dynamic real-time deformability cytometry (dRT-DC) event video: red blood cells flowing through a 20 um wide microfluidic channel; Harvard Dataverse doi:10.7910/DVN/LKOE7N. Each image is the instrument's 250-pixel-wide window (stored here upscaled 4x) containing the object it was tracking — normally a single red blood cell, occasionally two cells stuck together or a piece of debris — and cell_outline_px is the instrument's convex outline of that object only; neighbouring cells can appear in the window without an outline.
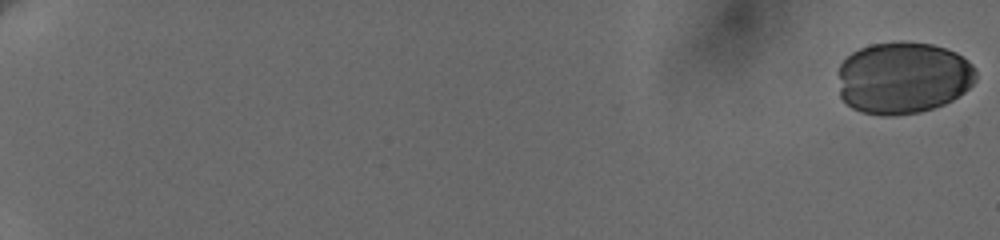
{"species": "human", "species_latin": "Homo sapiens", "temperature_condition": "cold", "stored_images_in_passage": 54, "camera_frame_rate_fps": 3000, "um_per_image_px": 0.085, "donor": {"sex": "female"}, "frame": {"image": 1, "passage_image": 1, "time_ms": 0.0, "image_size_px": [1000, 240], "cell_outline_px": [[976, 80], [964, 92], [952, 100], [944, 104], [920, 112], [892, 116], [880, 116], [860, 112], [852, 108], [840, 96], [840, 64], [852, 52], [860, 48], [872, 44], [900, 40], [932, 44], [956, 52], [964, 56], [972, 64], [976, 72]], "centroid_in_image_um": [76.78, 6.61], "position_along_channel_um": 8.2, "area_um2": 58.2}}